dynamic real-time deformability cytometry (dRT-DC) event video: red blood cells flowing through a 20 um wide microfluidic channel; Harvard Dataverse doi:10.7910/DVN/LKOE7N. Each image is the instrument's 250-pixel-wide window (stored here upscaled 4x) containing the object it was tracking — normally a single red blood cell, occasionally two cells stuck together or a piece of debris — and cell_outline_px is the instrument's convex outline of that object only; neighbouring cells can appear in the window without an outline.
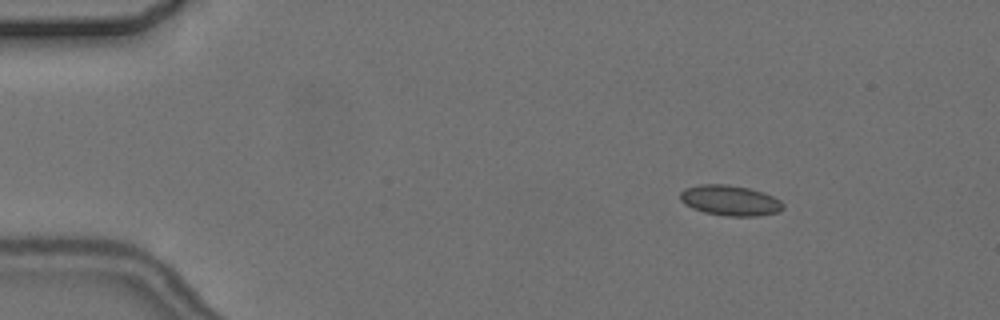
{"species": "common noctule bat (a hibernating species)", "species_latin": "Nyctalus noctula", "temperature_condition": "cold", "stored_images_in_passage": 6, "camera_frame_rate_fps": 3000, "um_per_image_px": 0.085, "animal": {"sex": "female", "body_mass_g": 24.6, "forearm_length_mm": 56.2}, "frame": {"image": 1, "passage_image": 3, "time_ms": 2.667, "image_size_px": [1000, 320], "cell_outline_px": [[784, 208], [780, 212], [756, 216], [724, 216], [704, 212], [692, 208], [684, 204], [680, 200], [680, 192], [684, 188], [700, 184], [728, 184], [748, 188], [764, 192], [780, 200], [784, 204]], "centroid_in_image_um": [62.05, 17.04], "position_along_channel_um": 22.9, "area_um2": 18.44}}